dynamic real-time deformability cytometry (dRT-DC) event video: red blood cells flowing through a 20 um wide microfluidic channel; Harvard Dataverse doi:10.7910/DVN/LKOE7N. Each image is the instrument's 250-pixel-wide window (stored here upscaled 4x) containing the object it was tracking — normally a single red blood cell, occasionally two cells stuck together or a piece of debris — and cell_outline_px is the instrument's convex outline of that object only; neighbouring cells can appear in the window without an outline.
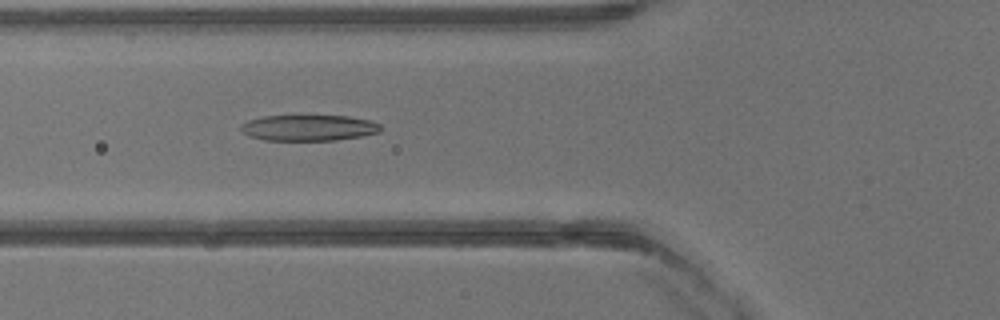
{"species": "common noctule bat (a hibernating species)", "species_latin": "Nyctalus noctula", "temperature_condition": "warm", "stored_images_in_passage": 39, "camera_frame_rate_fps": 3000, "um_per_image_px": 0.085, "animal": {"sex": "male", "body_mass_g": 13.3}, "frame": {"image": 1, "passage_image": 15, "time_ms": 4.667, "image_size_px": [1000, 320], "cell_outline_px": [[380, 132], [360, 136], [336, 140], [264, 140], [248, 136], [240, 128], [240, 124], [248, 120], [264, 116], [348, 116], [372, 120], [380, 124]], "centroid_in_image_um": [26.23, 10.86], "position_along_channel_um": 99.6, "area_um2": 21.1}}
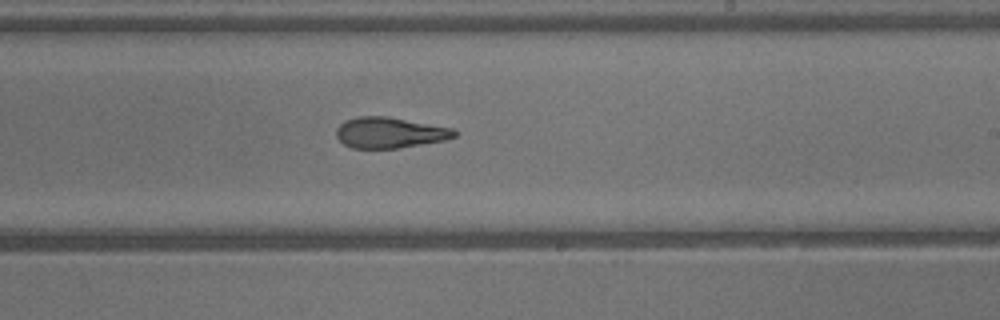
{"frame": {"image": 2, "passage_image": 24, "time_ms": 7.667, "image_size_px": [1000, 320], "cell_outline_px": [[460, 132], [456, 136], [448, 140], [396, 148], [352, 148], [344, 144], [336, 136], [336, 128], [344, 120], [356, 116], [388, 116], [456, 128]], "centroid_in_image_um": [33.18, 11.26], "position_along_channel_um": 255.8, "area_um2": 21.62}}
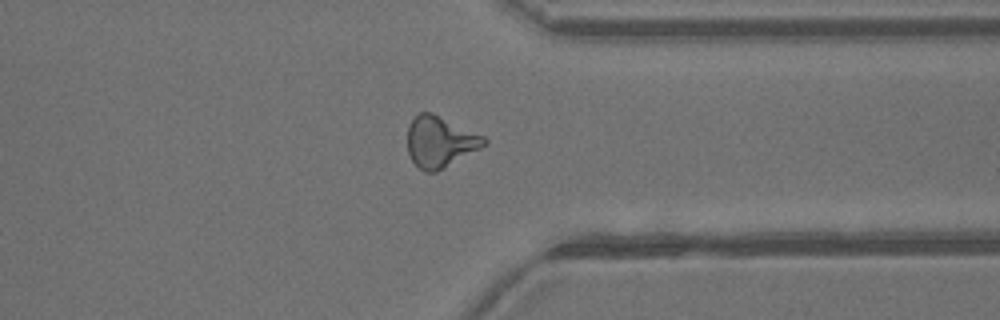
{"frame": {"image": 3, "passage_image": 31, "time_ms": 10.0, "image_size_px": [1000, 320], "cell_outline_px": [[488, 144], [444, 168], [436, 172], [424, 172], [412, 160], [408, 152], [408, 124], [420, 112], [432, 112], [484, 136], [488, 140]], "centroid_in_image_um": [37.41, 12.05], "position_along_channel_um": 374.0, "area_um2": 22.72}}